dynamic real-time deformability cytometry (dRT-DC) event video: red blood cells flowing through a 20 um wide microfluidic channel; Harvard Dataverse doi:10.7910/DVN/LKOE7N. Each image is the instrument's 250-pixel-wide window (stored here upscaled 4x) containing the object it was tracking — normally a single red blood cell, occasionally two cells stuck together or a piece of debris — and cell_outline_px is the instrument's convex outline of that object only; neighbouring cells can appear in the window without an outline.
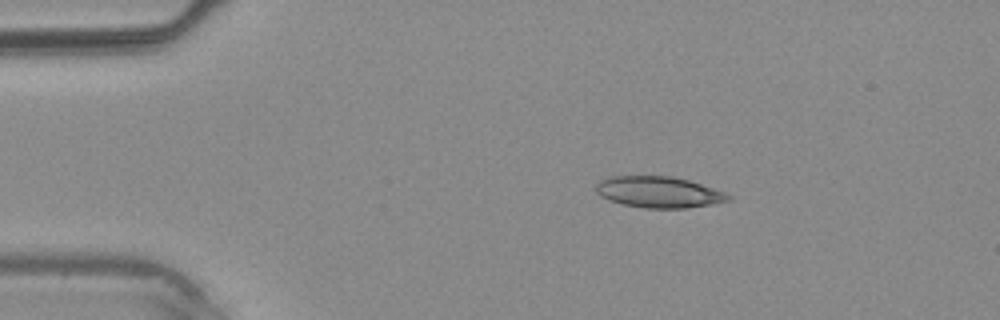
{"species": "common noctule bat (a hibernating species)", "species_latin": "Nyctalus noctula", "temperature_condition": "warm", "stored_images_in_passage": 2, "camera_frame_rate_fps": 3000, "um_per_image_px": 0.085, "animal": {"sex": "male", "body_mass_g": 20.4}, "frame": {"image": 1, "passage_image": 1, "time_ms": 0.0, "image_size_px": [1000, 320], "cell_outline_px": [[732, 200], [712, 204], [688, 208], [644, 208], [624, 204], [608, 200], [600, 196], [596, 192], [596, 184], [600, 180], [612, 176], [672, 176], [688, 180], [724, 192], [732, 196]], "centroid_in_image_um": [55.99, 16.33], "position_along_channel_um": 29.0, "area_um2": 24.04}}